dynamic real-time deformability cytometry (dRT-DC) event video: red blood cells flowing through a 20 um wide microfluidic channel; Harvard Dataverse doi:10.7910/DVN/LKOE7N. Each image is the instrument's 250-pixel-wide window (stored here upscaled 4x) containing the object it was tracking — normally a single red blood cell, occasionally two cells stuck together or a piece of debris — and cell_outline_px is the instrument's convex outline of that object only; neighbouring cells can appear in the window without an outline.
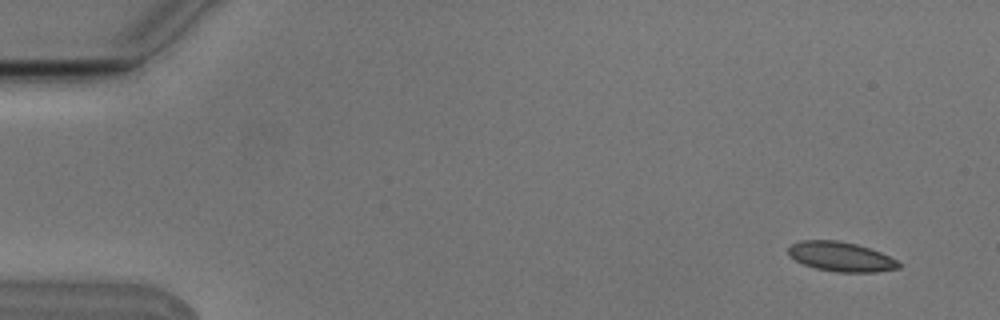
{"species": "Egyptian fruit bat (a non-hibernating species)", "species_latin": "Rousettus aegyptiacus", "temperature_condition": "cold", "stored_images_in_passage": 5, "camera_frame_rate_fps": 3000, "um_per_image_px": 0.085, "animal": {"sex": "male"}, "frame": {"image": 1, "passage_image": 1, "time_ms": 0.0, "image_size_px": [1000, 320], "cell_outline_px": [[900, 268], [876, 272], [836, 272], [816, 268], [804, 264], [796, 260], [788, 252], [788, 248], [792, 244], [800, 240], [836, 240], [856, 244], [880, 252], [896, 260], [900, 264]], "centroid_in_image_um": [71.48, 21.82], "position_along_channel_um": 13.5, "area_um2": 18.79}}